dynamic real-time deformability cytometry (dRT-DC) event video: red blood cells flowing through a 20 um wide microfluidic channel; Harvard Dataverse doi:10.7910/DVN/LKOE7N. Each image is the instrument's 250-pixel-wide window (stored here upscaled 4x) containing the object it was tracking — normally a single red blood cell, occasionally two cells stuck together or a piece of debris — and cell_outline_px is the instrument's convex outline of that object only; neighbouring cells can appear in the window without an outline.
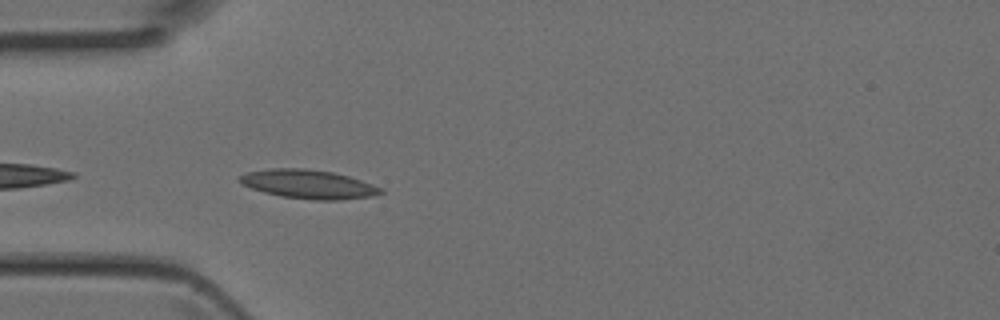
{"species": "Egyptian fruit bat (a non-hibernating species)", "species_latin": "Rousettus aegyptiacus", "temperature_condition": "room temperature", "stored_images_in_passage": 4, "camera_frame_rate_fps": 3000, "um_per_image_px": 0.085, "animal": {"sex": "female"}, "frame": {"image": 1, "passage_image": 4, "time_ms": 1.0, "image_size_px": [1000, 320], "cell_outline_px": [[384, 192], [372, 196], [340, 200], [316, 200], [280, 196], [264, 192], [240, 184], [236, 176], [248, 172], [268, 168], [304, 168], [332, 172], [348, 176], [384, 188]], "centroid_in_image_um": [26.19, 15.65], "position_along_channel_um": 58.8, "area_um2": 23.81}}